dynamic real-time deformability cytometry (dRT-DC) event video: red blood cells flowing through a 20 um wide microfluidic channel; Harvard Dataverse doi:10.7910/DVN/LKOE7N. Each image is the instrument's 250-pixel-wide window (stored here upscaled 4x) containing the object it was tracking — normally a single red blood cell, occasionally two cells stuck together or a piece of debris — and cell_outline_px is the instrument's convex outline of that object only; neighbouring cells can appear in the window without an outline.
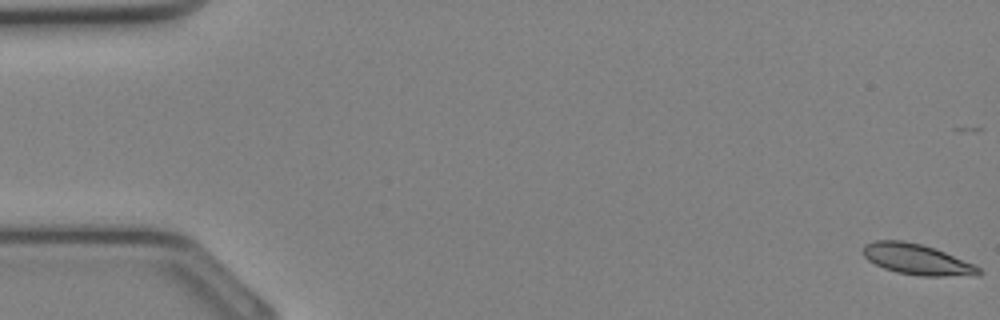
{"species": "Egyptian fruit bat (a non-hibernating species)", "species_latin": "Rousettus aegyptiacus", "temperature_condition": "cold", "stored_images_in_passage": 10, "camera_frame_rate_fps": 3000, "um_per_image_px": 0.085, "animal": {"sex": "female"}, "frame": {"image": 1, "passage_image": 1, "time_ms": 0.0, "image_size_px": [1000, 320], "cell_outline_px": [[984, 272], [980, 276], [920, 276], [896, 272], [884, 268], [868, 260], [860, 252], [864, 244], [876, 240], [900, 240], [920, 244], [944, 252], [972, 264], [980, 268]], "centroid_in_image_um": [77.92, 22.06], "position_along_channel_um": 7.1, "area_um2": 20.69}}